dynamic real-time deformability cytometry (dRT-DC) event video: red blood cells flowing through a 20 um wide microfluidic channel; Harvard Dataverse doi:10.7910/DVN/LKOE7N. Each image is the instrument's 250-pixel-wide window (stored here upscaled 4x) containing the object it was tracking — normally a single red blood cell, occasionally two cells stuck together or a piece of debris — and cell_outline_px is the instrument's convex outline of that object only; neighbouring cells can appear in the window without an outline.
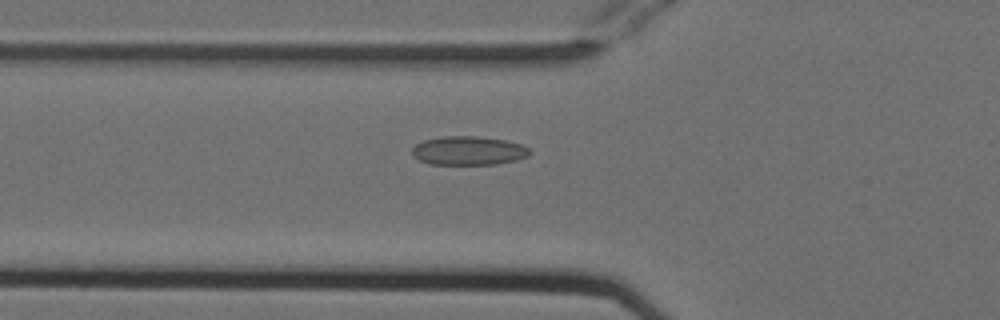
{"species": "Egyptian fruit bat (a non-hibernating species)", "species_latin": "Rousettus aegyptiacus", "temperature_condition": "cold", "stored_images_in_passage": 46, "camera_frame_rate_fps": 3000, "um_per_image_px": 0.085, "animal": {"sex": "female"}, "frame": {"image": 1, "passage_image": 12, "time_ms": 3.667, "image_size_px": [1000, 320], "cell_outline_px": [[532, 152], [528, 156], [516, 160], [496, 164], [428, 164], [412, 156], [412, 148], [416, 144], [424, 140], [444, 136], [476, 136], [508, 140], [520, 144], [528, 148]], "centroid_in_image_um": [39.82, 12.8], "position_along_channel_um": 86.0, "area_um2": 19.83}}
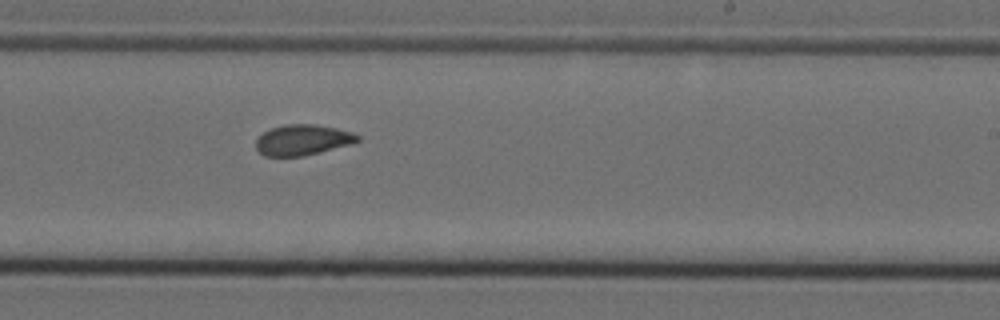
{"frame": {"image": 2, "passage_image": 26, "time_ms": 8.333, "image_size_px": [1000, 320], "cell_outline_px": [[360, 140], [352, 144], [304, 156], [264, 156], [256, 148], [256, 140], [268, 128], [284, 124], [316, 124], [336, 128], [352, 132], [360, 136]], "centroid_in_image_um": [25.73, 11.88], "position_along_channel_um": 263.3, "area_um2": 18.26}}
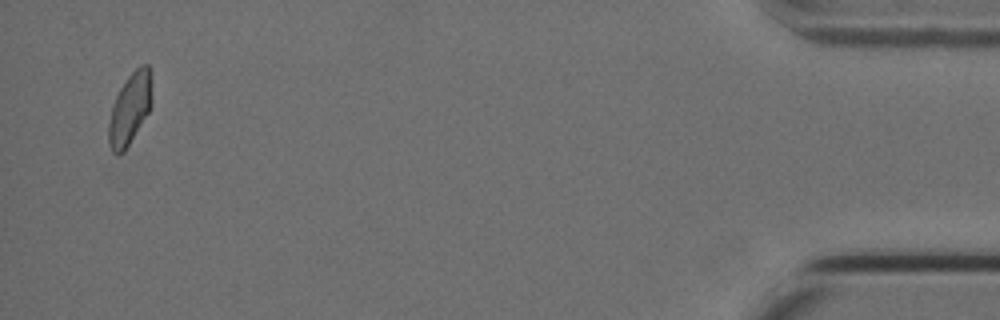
{"frame": {"image": 3, "passage_image": 45, "time_ms": 14.667, "image_size_px": [1000, 320], "cell_outline_px": [[152, 104], [148, 112], [124, 152], [116, 156], [112, 152], [108, 144], [108, 124], [112, 104], [120, 88], [128, 76], [140, 64], [148, 64], [152, 96]], "centroid_in_image_um": [11.01, 9.27], "position_along_channel_um": 424.2, "area_um2": 17.98}, "authors_computed_cell_mechanics": {"area_um2": 18.5249, "velocity_mm_per_s": 3.8036, "shape_relaxation_time_tau1_ms": null, "shape_relaxation_time_tau2_ms": 1.6587, "deformation_change_tau1": null, "deformation_change_tau2": 0.0581}}